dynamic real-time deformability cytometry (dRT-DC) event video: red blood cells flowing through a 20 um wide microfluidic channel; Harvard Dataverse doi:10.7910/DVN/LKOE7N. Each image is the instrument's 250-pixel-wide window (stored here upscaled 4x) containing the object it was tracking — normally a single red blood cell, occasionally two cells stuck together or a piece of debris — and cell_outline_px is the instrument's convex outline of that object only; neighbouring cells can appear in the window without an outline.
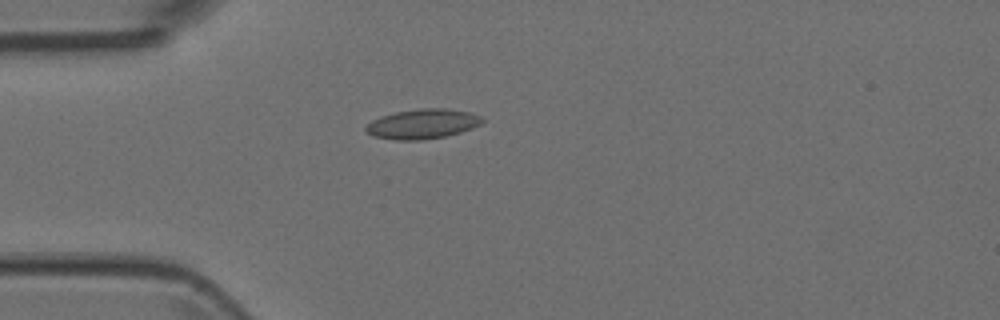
{"species": "Egyptian fruit bat (a non-hibernating species)", "species_latin": "Rousettus aegyptiacus", "temperature_condition": "room temperature", "stored_images_in_passage": 5, "camera_frame_rate_fps": 3000, "um_per_image_px": 0.085, "animal": {"sex": "female"}, "frame": {"image": 1, "passage_image": 4, "time_ms": 1.0, "image_size_px": [1000, 320], "cell_outline_px": [[484, 120], [480, 124], [472, 128], [460, 132], [444, 136], [424, 140], [396, 140], [372, 136], [364, 132], [364, 128], [372, 120], [380, 116], [396, 112], [420, 108], [444, 108], [468, 112], [480, 116]], "centroid_in_image_um": [35.87, 10.54], "position_along_channel_um": 49.1, "area_um2": 20.17}}